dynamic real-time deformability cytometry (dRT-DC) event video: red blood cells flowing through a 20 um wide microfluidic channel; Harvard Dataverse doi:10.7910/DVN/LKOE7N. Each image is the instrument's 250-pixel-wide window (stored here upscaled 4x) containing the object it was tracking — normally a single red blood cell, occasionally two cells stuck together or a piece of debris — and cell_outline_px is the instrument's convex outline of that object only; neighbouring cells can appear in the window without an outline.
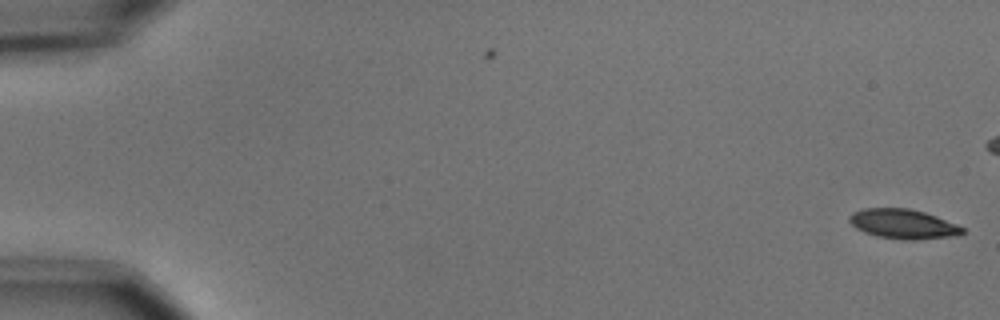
{"species": "common noctule bat (a hibernating species)", "species_latin": "Nyctalus noctula", "temperature_condition": "cold", "stored_images_in_passage": 10, "segment_of_instrument_passage": [1, 2], "camera_frame_rate_fps": 3000, "um_per_image_px": 0.085, "animal": {"sex": "male", "body_mass_g": 15.6}, "frame": {"image": 1, "passage_image": 1, "time_ms": 0.0, "image_size_px": [1000, 320], "cell_outline_px": [[964, 232], [956, 236], [912, 240], [904, 240], [876, 236], [864, 232], [856, 228], [848, 220], [848, 216], [852, 212], [864, 208], [908, 208], [924, 212], [936, 216], [956, 224], [964, 228]], "centroid_in_image_um": [76.74, 19.04], "position_along_channel_um": 8.3, "area_um2": 19.54}}
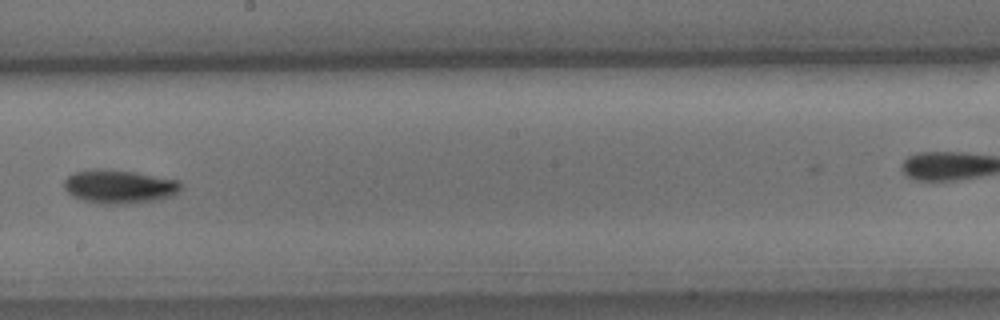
{"frame": {"image": 2, "passage_image": 9, "time_ms": 10.333, "image_size_px": [1000, 320], "cell_outline_px": [[180, 192], [172, 196], [160, 200], [128, 204], [100, 204], [84, 200], [72, 196], [64, 188], [64, 180], [68, 176], [76, 172], [92, 168], [100, 168], [136, 172], [180, 180]], "centroid_in_image_um": [10.16, 15.86], "position_along_channel_um": 238.0, "area_um2": 23.24}}